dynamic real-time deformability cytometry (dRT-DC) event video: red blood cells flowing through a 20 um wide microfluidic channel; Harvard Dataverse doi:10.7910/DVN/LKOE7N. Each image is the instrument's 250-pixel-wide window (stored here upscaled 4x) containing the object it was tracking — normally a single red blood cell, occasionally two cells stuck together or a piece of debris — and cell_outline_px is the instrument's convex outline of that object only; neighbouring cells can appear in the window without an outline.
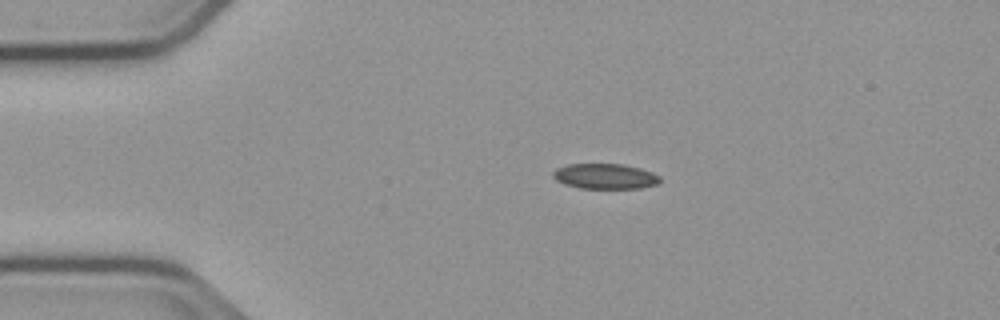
{"species": "common noctule bat (a hibernating species)", "species_latin": "Nyctalus noctula", "temperature_condition": "cold", "stored_images_in_passage": 44, "camera_frame_rate_fps": 3000, "um_per_image_px": 0.085, "animal": {"sex": "male", "body_mass_g": 23.1, "forearm_length_mm": 52.7}, "frame": {"image": 1, "passage_image": 1, "time_ms": 0.0, "image_size_px": [1000, 320], "cell_outline_px": [[660, 180], [656, 184], [640, 188], [580, 188], [564, 184], [556, 180], [552, 176], [552, 172], [556, 168], [568, 164], [624, 164], [640, 168], [652, 172], [660, 176]], "centroid_in_image_um": [51.4, 14.98], "position_along_channel_um": 33.6, "area_um2": 15.78}}
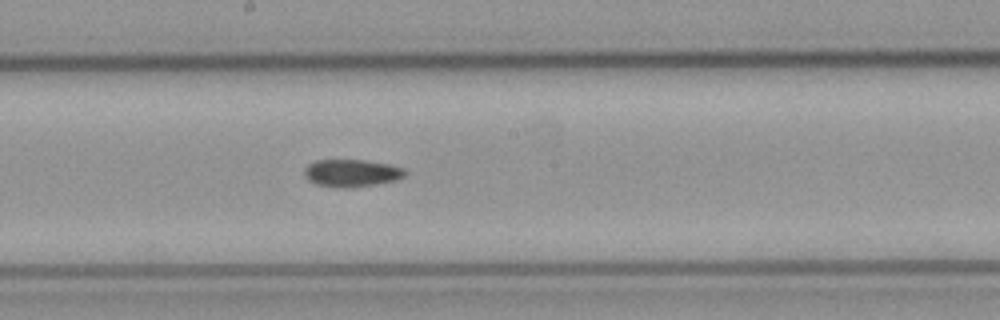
{"frame": {"image": 2, "passage_image": 19, "time_ms": 6.0, "image_size_px": [1000, 320], "cell_outline_px": [[408, 172], [404, 176], [396, 180], [376, 184], [352, 188], [336, 188], [316, 184], [308, 180], [304, 176], [304, 168], [308, 164], [316, 160], [364, 160], [392, 164], [404, 168]], "centroid_in_image_um": [29.89, 14.71], "position_along_channel_um": 218.3, "area_um2": 16.42}}
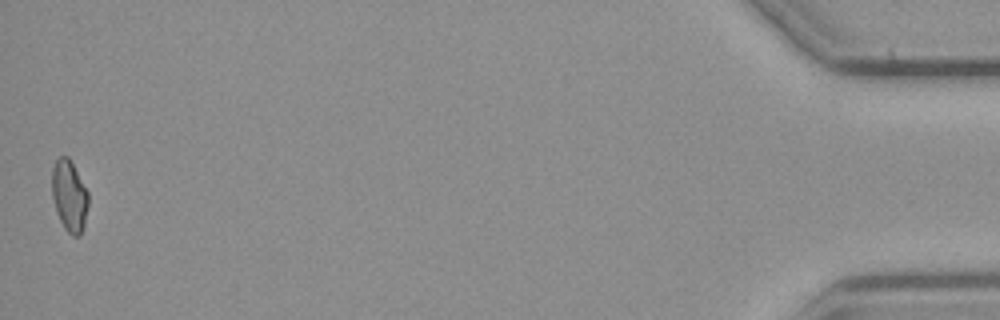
{"frame": {"image": 3, "passage_image": 44, "time_ms": 14.333, "image_size_px": [1000, 320], "cell_outline_px": [[88, 204], [84, 224], [80, 236], [72, 236], [64, 228], [56, 212], [52, 196], [52, 168], [56, 160], [60, 156], [68, 156], [88, 192]], "centroid_in_image_um": [5.88, 16.66], "position_along_channel_um": 429.3, "area_um2": 15.03}}